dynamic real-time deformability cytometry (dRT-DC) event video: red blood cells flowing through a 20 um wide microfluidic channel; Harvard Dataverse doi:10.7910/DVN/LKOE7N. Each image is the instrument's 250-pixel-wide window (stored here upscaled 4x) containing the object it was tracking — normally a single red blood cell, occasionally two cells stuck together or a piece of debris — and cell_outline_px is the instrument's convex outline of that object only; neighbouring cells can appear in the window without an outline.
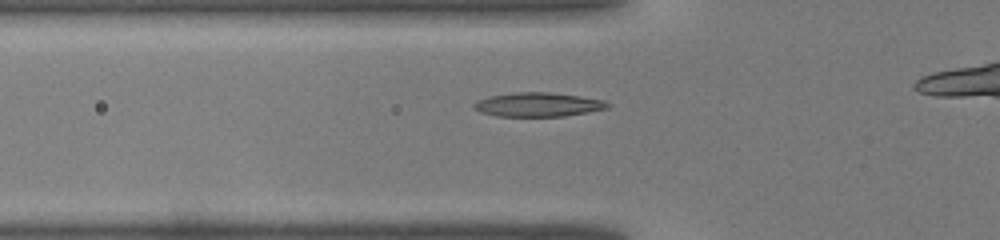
{"species": "common noctule bat (a hibernating species)", "species_latin": "Nyctalus noctula", "temperature_condition": "warm", "stored_images_in_passage": 25, "camera_frame_rate_fps": 3000, "um_per_image_px": 0.085, "animal": {"sex": "male", "body_mass_g": 19.0, "forearm_length_mm": 50.8}, "frame": {"image": 1, "passage_image": 10, "time_ms": 3.0, "image_size_px": [1000, 240], "cell_outline_px": [[612, 104], [608, 108], [564, 116], [496, 116], [480, 112], [472, 108], [472, 104], [476, 100], [488, 96], [512, 92], [548, 92], [580, 96], [604, 100]], "centroid_in_image_um": [45.68, 8.88], "position_along_channel_um": 80.1, "area_um2": 18.9}}
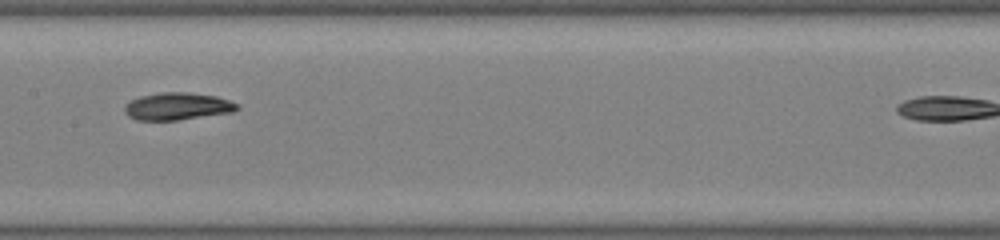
{"frame": {"image": 2, "passage_image": 17, "time_ms": 5.333, "image_size_px": [1000, 240], "cell_outline_px": [[240, 108], [236, 112], [176, 120], [136, 120], [128, 116], [124, 112], [124, 104], [140, 96], [160, 92], [188, 92], [216, 96], [240, 104]], "centroid_in_image_um": [15.1, 9.04], "position_along_channel_um": 192.3, "area_um2": 18.15}}
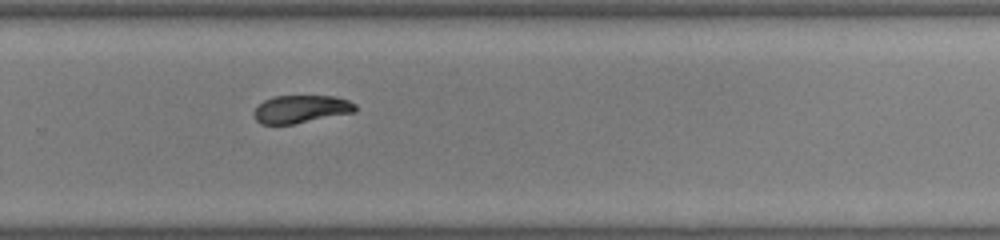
{"frame": {"image": 3, "passage_image": 24, "time_ms": 7.667, "image_size_px": [1000, 240], "cell_outline_px": [[356, 112], [292, 124], [260, 124], [256, 120], [252, 112], [264, 100], [272, 96], [332, 96], [348, 100], [356, 104]], "centroid_in_image_um": [25.57, 9.27], "position_along_channel_um": 304.2, "area_um2": 16.42}}